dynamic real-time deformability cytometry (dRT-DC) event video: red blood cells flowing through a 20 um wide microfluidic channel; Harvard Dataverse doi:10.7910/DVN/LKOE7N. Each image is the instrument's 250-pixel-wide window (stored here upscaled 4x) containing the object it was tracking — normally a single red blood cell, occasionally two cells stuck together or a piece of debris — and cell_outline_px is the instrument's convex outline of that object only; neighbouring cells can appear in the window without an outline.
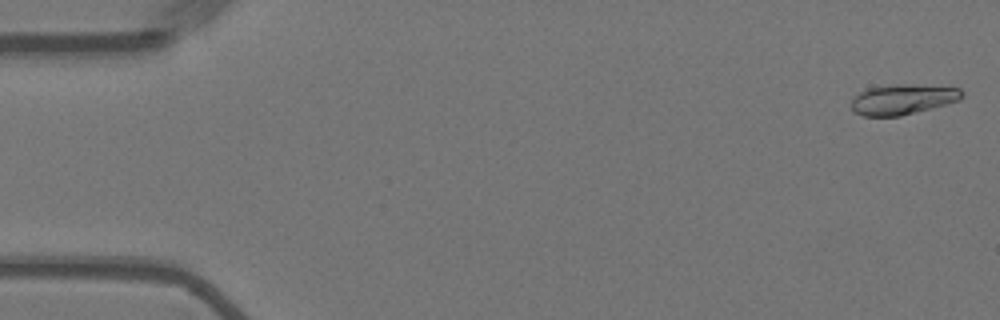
{"species": "Egyptian fruit bat (a non-hibernating species)", "species_latin": "Rousettus aegyptiacus", "temperature_condition": "warm", "stored_images_in_passage": 13, "camera_frame_rate_fps": 3000, "um_per_image_px": 0.085, "animal": {"sex": "female"}, "frame": {"image": 1, "passage_image": 1, "time_ms": 0.0, "image_size_px": [1000, 320], "cell_outline_px": [[964, 96], [960, 100], [900, 116], [864, 116], [856, 112], [852, 108], [852, 100], [860, 92], [868, 88], [892, 84], [908, 84], [960, 88], [964, 92]], "centroid_in_image_um": [76.75, 8.43], "position_along_channel_um": 8.2, "area_um2": 19.31}}